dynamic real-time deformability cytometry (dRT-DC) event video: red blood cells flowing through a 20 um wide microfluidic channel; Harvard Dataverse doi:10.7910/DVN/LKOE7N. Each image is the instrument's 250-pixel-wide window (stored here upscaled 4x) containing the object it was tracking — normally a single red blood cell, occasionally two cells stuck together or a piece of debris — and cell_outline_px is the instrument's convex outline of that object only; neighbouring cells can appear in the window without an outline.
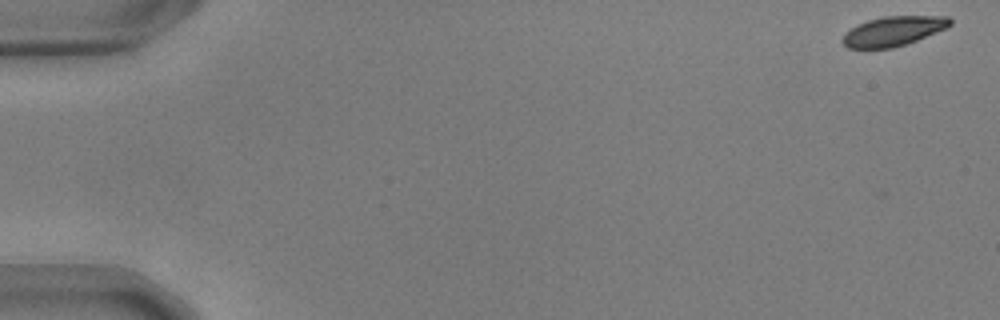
{"species": "common noctule bat (a hibernating species)", "species_latin": "Nyctalus noctula", "temperature_condition": "warm", "stored_images_in_passage": 42, "camera_frame_rate_fps": 3000, "um_per_image_px": 0.085, "animal": {"sex": "male", "body_mass_g": 17.9, "forearm_length_mm": 54.2}, "frame": {"image": 1, "passage_image": 1, "time_ms": 0.0, "image_size_px": [1000, 320], "cell_outline_px": [[952, 24], [948, 28], [916, 40], [892, 48], [848, 48], [840, 40], [844, 32], [856, 24], [868, 20], [884, 16], [948, 16], [952, 20]], "centroid_in_image_um": [75.91, 2.63], "position_along_channel_um": 9.1, "area_um2": 18.67}}
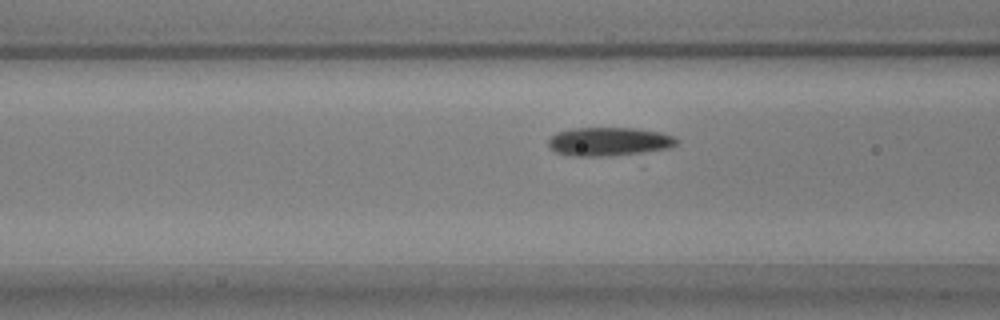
{"frame": {"image": 2, "passage_image": 22, "time_ms": 7.0, "image_size_px": [1000, 320], "cell_outline_px": [[680, 140], [676, 144], [668, 148], [636, 156], [576, 156], [556, 152], [548, 144], [548, 140], [556, 132], [572, 128], [636, 128], [660, 132], [672, 136]], "centroid_in_image_um": [51.84, 12.05], "position_along_channel_um": 114.8, "area_um2": 21.91}}
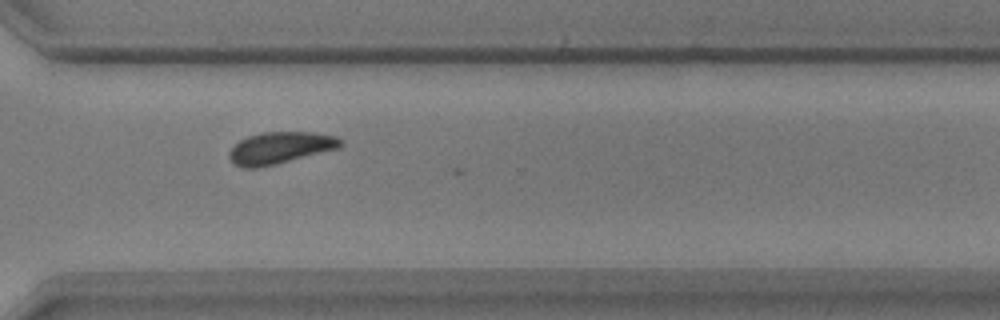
{"frame": {"image": 3, "passage_image": 41, "time_ms": 13.333, "image_size_px": [1000, 320], "cell_outline_px": [[344, 144], [340, 148], [276, 164], [256, 168], [244, 168], [232, 164], [228, 156], [228, 152], [240, 140], [248, 136], [264, 132], [312, 132], [336, 136], [344, 140]], "centroid_in_image_um": [23.83, 12.57], "position_along_channel_um": 346.8, "area_um2": 20.81}}